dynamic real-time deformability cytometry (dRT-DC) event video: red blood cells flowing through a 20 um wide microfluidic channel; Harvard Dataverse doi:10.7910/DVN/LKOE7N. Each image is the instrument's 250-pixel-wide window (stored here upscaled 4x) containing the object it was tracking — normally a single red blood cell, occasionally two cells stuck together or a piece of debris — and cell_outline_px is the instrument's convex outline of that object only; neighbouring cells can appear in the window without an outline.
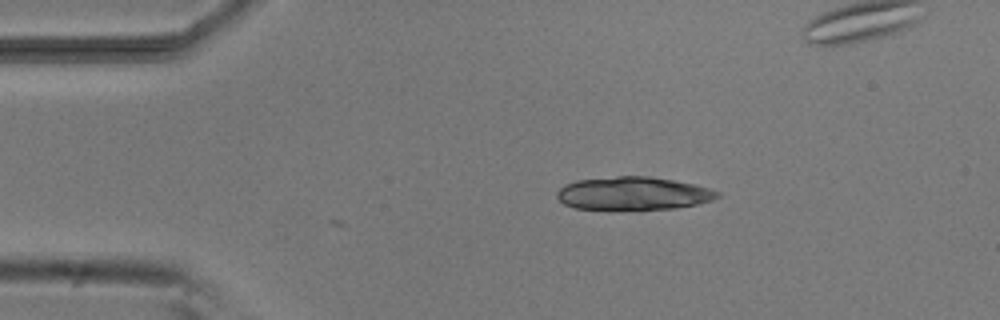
{"species": "common noctule bat (a hibernating species)", "species_latin": "Nyctalus noctula", "temperature_condition": "room temperature", "stored_images_in_passage": 6, "camera_frame_rate_fps": 3000, "um_per_image_px": 0.085, "animal": {"sex": "male", "body_mass_g": 20.5, "forearm_length_mm": 52.5}, "frame": {"image": 1, "passage_image": 2, "time_ms": 1.333, "image_size_px": [1000, 320], "cell_outline_px": [[720, 196], [712, 200], [696, 204], [672, 208], [576, 208], [564, 204], [556, 196], [556, 192], [564, 184], [576, 180], [616, 176], [648, 176], [696, 184], [720, 192]], "centroid_in_image_um": [53.81, 16.41], "position_along_channel_um": 31.2, "area_um2": 30.4}}